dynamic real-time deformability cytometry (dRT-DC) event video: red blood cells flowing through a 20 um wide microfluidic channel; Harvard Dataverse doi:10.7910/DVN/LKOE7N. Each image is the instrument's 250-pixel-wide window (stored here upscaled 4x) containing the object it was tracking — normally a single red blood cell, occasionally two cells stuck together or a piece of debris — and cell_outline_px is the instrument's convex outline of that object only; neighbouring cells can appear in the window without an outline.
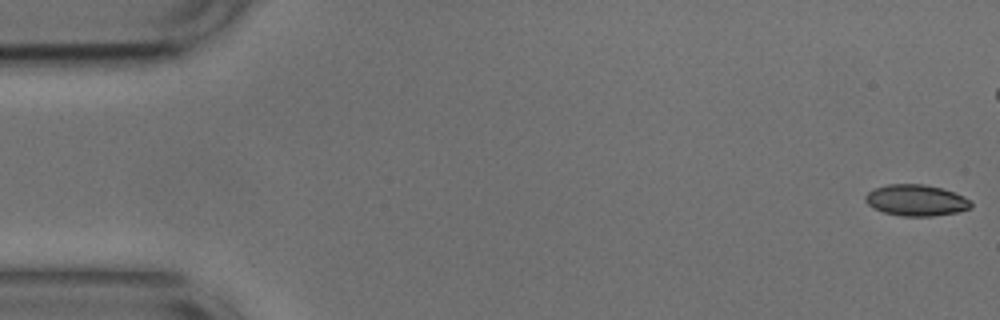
{"species": "common noctule bat (a hibernating species)", "species_latin": "Nyctalus noctula", "temperature_condition": "cold", "stored_images_in_passage": 29, "camera_frame_rate_fps": 3000, "um_per_image_px": 0.085, "animal": {"sex": "male", "body_mass_g": 17.9, "forearm_length_mm": 54.2}, "frame": {"image": 1, "passage_image": 1, "time_ms": 0.0, "image_size_px": [1000, 320], "cell_outline_px": [[972, 208], [956, 212], [932, 216], [904, 216], [884, 212], [872, 208], [864, 200], [864, 196], [868, 192], [876, 188], [888, 184], [924, 184], [940, 188], [964, 196], [972, 204]], "centroid_in_image_um": [77.85, 17.02], "position_along_channel_um": 7.2, "area_um2": 19.07}}